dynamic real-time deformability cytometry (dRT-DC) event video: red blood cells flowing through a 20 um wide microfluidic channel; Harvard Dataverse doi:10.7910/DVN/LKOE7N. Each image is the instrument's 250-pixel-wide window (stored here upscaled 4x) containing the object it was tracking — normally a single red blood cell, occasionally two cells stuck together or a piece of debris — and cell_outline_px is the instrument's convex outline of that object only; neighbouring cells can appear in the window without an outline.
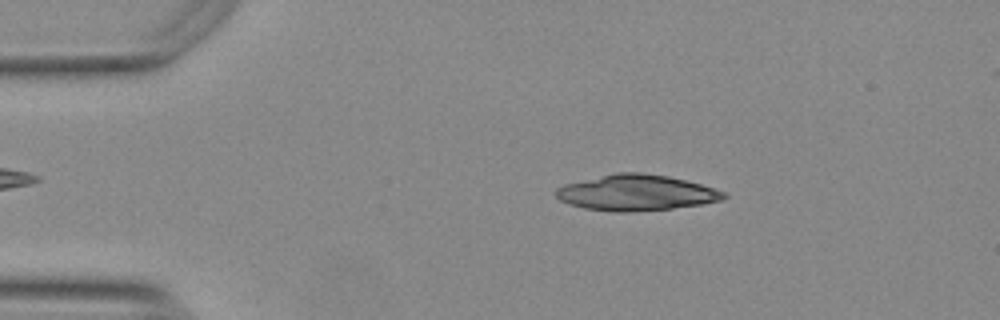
{"species": "Egyptian fruit bat (a non-hibernating species)", "species_latin": "Rousettus aegyptiacus", "temperature_condition": "warm", "stored_images_in_passage": 45, "camera_frame_rate_fps": 3000, "um_per_image_px": 0.085, "animal": {"sex": "female"}, "frame": {"image": 1, "passage_image": 9, "time_ms": 2.667, "image_size_px": [1000, 320], "cell_outline_px": [[728, 196], [724, 200], [700, 204], [672, 208], [628, 212], [616, 212], [584, 208], [568, 204], [560, 200], [552, 192], [556, 188], [564, 184], [616, 172], [640, 172], [668, 176], [700, 184], [724, 192]], "centroid_in_image_um": [54.03, 16.38], "position_along_channel_um": 31.0, "area_um2": 34.97}}